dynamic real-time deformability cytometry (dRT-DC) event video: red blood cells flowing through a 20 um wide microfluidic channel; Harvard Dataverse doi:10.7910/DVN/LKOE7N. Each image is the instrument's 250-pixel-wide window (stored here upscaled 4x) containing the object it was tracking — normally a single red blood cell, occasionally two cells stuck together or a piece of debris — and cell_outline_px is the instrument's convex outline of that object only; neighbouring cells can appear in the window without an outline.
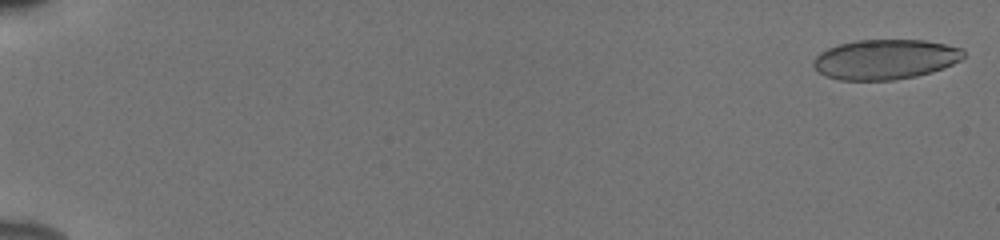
{"species": "human", "species_latin": "Homo sapiens", "temperature_condition": "cold", "stored_images_in_passage": 54, "camera_frame_rate_fps": 3000, "um_per_image_px": 0.085, "donor": {"sex": "male"}, "frame": {"image": 1, "passage_image": 1, "time_ms": 0.0, "image_size_px": [1000, 240], "cell_outline_px": [[964, 56], [960, 60], [944, 68], [932, 72], [916, 76], [892, 80], [840, 80], [824, 76], [812, 64], [816, 56], [820, 52], [828, 48], [840, 44], [856, 40], [924, 40], [964, 48]], "centroid_in_image_um": [75.25, 5.04], "position_along_channel_um": 9.7, "area_um2": 34.97}}
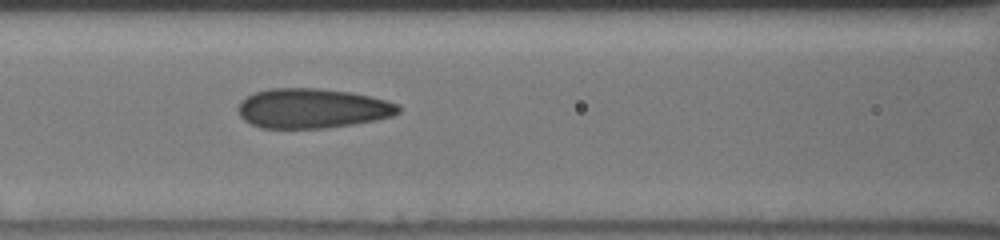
{"frame": {"image": 2, "passage_image": 26, "time_ms": 8.333, "image_size_px": [1000, 240], "cell_outline_px": [[400, 112], [392, 116], [376, 120], [352, 124], [324, 128], [260, 128], [244, 120], [240, 116], [240, 100], [256, 92], [268, 88], [316, 88], [352, 92], [384, 100], [396, 104], [400, 108]], "centroid_in_image_um": [26.53, 9.21], "position_along_channel_um": 140.1, "area_um2": 36.88}}
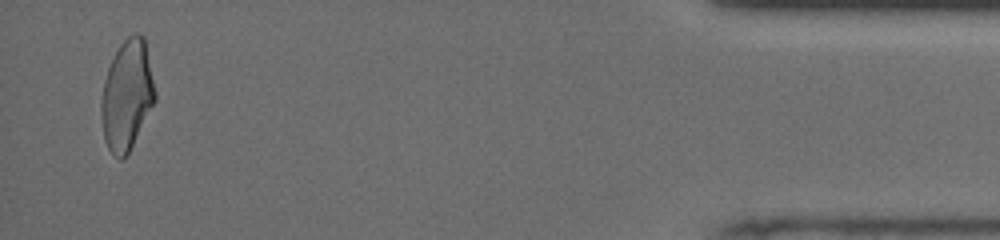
{"frame": {"image": 3, "passage_image": 53, "time_ms": 17.333, "image_size_px": [1000, 240], "cell_outline_px": [[156, 100], [128, 152], [120, 160], [108, 148], [104, 140], [100, 116], [100, 104], [104, 80], [108, 68], [120, 44], [128, 36], [136, 32], [144, 36], [156, 92]], "centroid_in_image_um": [10.78, 8.07], "position_along_channel_um": 424.4, "area_um2": 34.28}, "authors_computed_cell_mechanics": {"area_um2": 36.0672, "velocity_mm_per_s": 3.8894, "shape_relaxation_time_tau1_ms": 6.314, "shape_relaxation_time_tau2_ms": 1.1573, "deformation_change_tau1": 0.1638, "deformation_change_tau2": 0.0815}}